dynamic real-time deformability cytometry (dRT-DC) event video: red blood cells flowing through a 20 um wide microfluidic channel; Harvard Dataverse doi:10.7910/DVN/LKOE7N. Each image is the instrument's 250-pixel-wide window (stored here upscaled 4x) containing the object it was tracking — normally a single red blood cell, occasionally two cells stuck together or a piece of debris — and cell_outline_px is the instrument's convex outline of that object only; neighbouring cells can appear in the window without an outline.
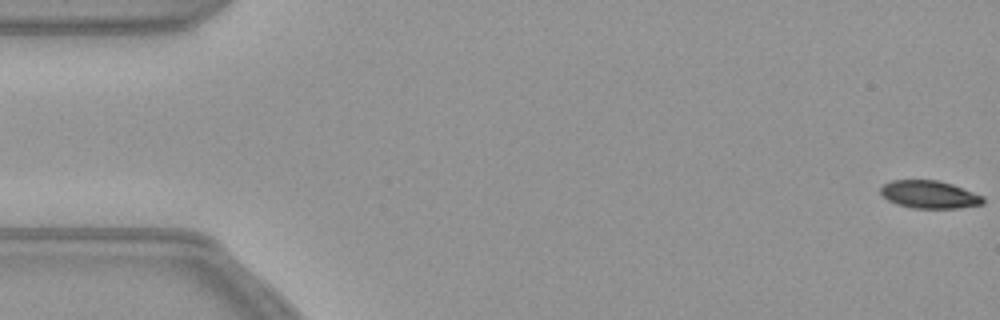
{"species": "common noctule bat (a hibernating species)", "species_latin": "Nyctalus noctula", "temperature_condition": "warm", "stored_images_in_passage": 55, "camera_frame_rate_fps": 3000, "um_per_image_px": 0.085, "animal": {"sex": "female", "body_mass_g": 21.9}, "frame": {"image": 1, "passage_image": 1, "time_ms": 0.0, "image_size_px": [1000, 320], "cell_outline_px": [[984, 204], [960, 208], [912, 208], [896, 204], [888, 200], [880, 192], [880, 188], [884, 184], [892, 180], [936, 180], [952, 184], [984, 196]], "centroid_in_image_um": [79.01, 16.54], "position_along_channel_um": 6.0, "area_um2": 16.59}}
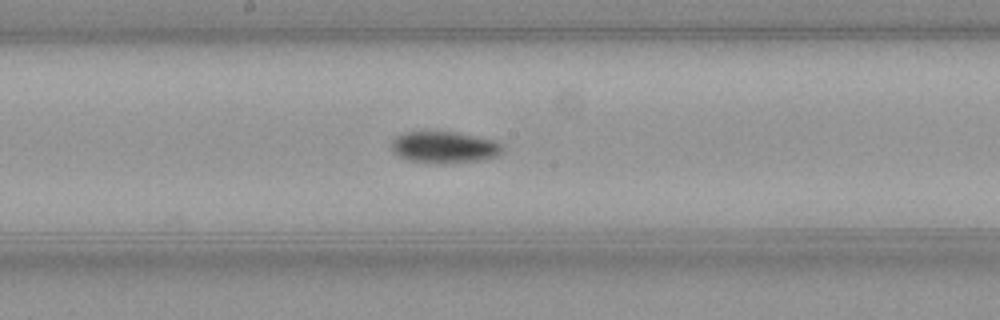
{"frame": {"image": 2, "passage_image": 29, "time_ms": 9.333, "image_size_px": [1000, 320], "cell_outline_px": [[504, 148], [496, 156], [484, 160], [452, 164], [436, 164], [408, 160], [400, 156], [392, 148], [392, 140], [396, 136], [404, 132], [452, 132], [476, 136], [496, 140], [504, 144]], "centroid_in_image_um": [37.83, 12.54], "position_along_channel_um": 210.4, "area_um2": 20.69}}
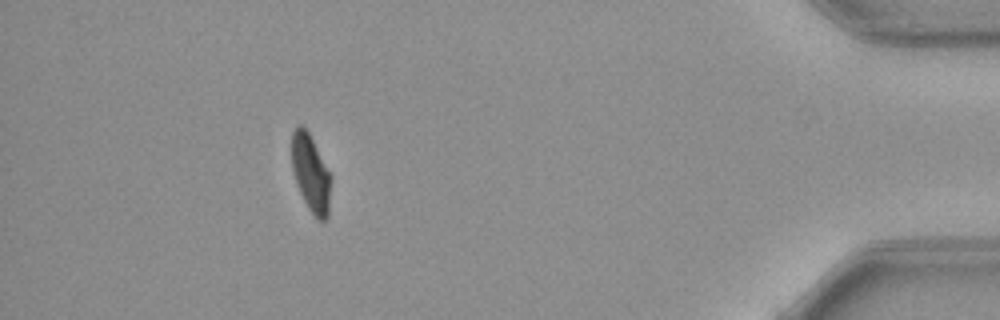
{"frame": {"image": 3, "passage_image": 50, "time_ms": 16.333, "image_size_px": [1000, 320], "cell_outline_px": [[328, 216], [324, 220], [316, 220], [308, 208], [296, 184], [292, 168], [292, 132], [300, 124], [308, 132], [328, 172]], "centroid_in_image_um": [26.35, 14.75], "position_along_channel_um": 408.8, "area_um2": 16.7}}